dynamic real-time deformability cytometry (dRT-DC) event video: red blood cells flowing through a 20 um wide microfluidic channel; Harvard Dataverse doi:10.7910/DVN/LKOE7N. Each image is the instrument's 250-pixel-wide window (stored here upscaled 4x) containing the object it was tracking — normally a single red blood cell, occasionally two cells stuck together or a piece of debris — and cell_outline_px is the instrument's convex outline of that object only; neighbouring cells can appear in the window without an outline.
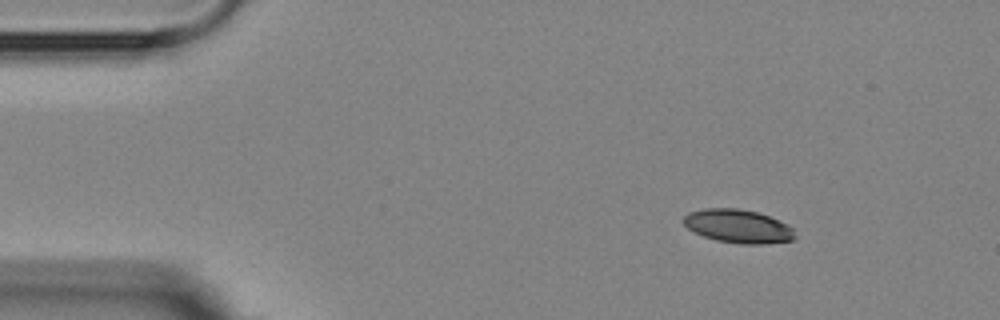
{"species": "Egyptian fruit bat (a non-hibernating species)", "species_latin": "Rousettus aegyptiacus", "temperature_condition": "room temperature", "stored_images_in_passage": 4, "camera_frame_rate_fps": 3000, "um_per_image_px": 0.085, "animal": {"sex": "female"}, "frame": {"image": 1, "passage_image": 2, "time_ms": 1.0, "image_size_px": [1000, 320], "cell_outline_px": [[796, 236], [792, 240], [764, 244], [740, 244], [716, 240], [704, 236], [688, 228], [680, 220], [688, 212], [704, 208], [736, 208], [756, 212], [768, 216], [788, 224], [792, 228]], "centroid_in_image_um": [62.72, 19.22], "position_along_channel_um": 22.3, "area_um2": 21.73}}